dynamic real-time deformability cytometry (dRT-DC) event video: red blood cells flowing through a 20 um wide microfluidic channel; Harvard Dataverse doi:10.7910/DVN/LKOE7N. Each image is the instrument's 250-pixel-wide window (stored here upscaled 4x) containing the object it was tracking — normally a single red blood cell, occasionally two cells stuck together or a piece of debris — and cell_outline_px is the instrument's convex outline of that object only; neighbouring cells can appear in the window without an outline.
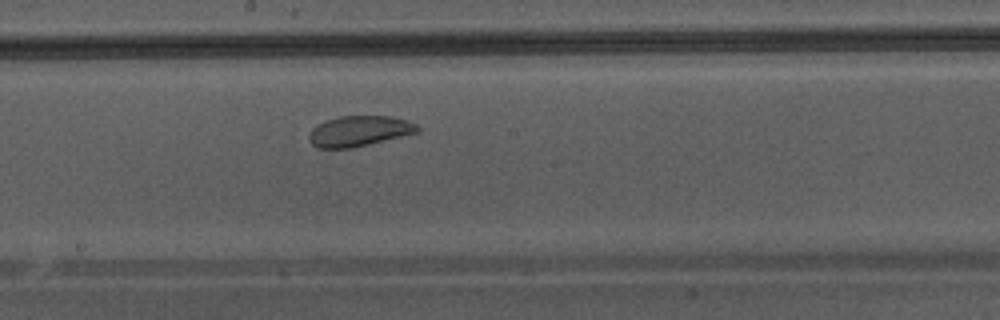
{"species": "Egyptian fruit bat (a non-hibernating species)", "species_latin": "Rousettus aegyptiacus", "temperature_condition": "warm", "stored_images_in_passage": 28, "camera_frame_rate_fps": 3000, "um_per_image_px": 0.085, "animal": {"sex": "male"}, "frame": {"image": 1, "passage_image": 13, "time_ms": 4.0, "image_size_px": [1000, 320], "cell_outline_px": [[420, 132], [352, 148], [316, 148], [312, 144], [308, 136], [312, 128], [316, 124], [324, 120], [340, 116], [392, 116], [408, 120], [416, 124], [420, 128]], "centroid_in_image_um": [30.53, 11.13], "position_along_channel_um": 217.7, "area_um2": 19.48}}
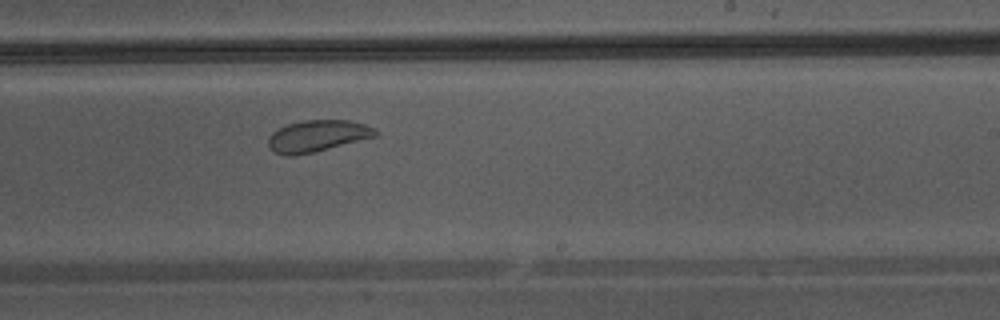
{"frame": {"image": 2, "passage_image": 16, "time_ms": 5.0, "image_size_px": [1000, 320], "cell_outline_px": [[380, 132], [376, 136], [312, 152], [292, 156], [284, 156], [272, 152], [268, 144], [268, 136], [272, 132], [288, 124], [304, 120], [348, 120], [364, 124], [376, 128]], "centroid_in_image_um": [26.95, 11.55], "position_along_channel_um": 262.0, "area_um2": 19.65}}